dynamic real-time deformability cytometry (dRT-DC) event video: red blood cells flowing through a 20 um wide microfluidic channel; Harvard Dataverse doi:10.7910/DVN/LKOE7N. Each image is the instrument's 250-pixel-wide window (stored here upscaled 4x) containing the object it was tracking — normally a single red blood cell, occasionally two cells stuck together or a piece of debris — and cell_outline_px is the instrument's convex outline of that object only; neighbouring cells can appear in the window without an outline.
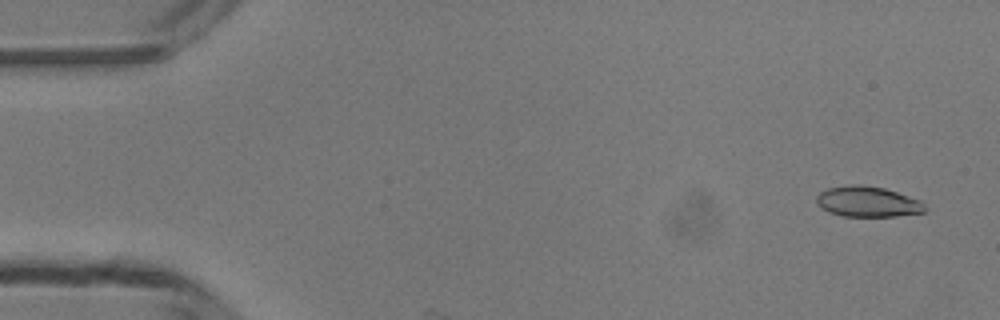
{"species": "common noctule bat (a hibernating species)", "species_latin": "Nyctalus noctula", "temperature_condition": "room temperature", "stored_images_in_passage": 6, "camera_frame_rate_fps": 3000, "um_per_image_px": 0.085, "animal": {"sex": "male", "body_mass_g": 13.3}, "frame": {"image": 1, "passage_image": 3, "time_ms": 0.667, "image_size_px": [1000, 320], "cell_outline_px": [[928, 208], [924, 212], [896, 216], [840, 216], [828, 212], [820, 208], [816, 204], [816, 196], [820, 192], [828, 188], [852, 184], [860, 184], [884, 188], [920, 200]], "centroid_in_image_um": [73.72, 17.15], "position_along_channel_um": 11.3, "area_um2": 19.42}}